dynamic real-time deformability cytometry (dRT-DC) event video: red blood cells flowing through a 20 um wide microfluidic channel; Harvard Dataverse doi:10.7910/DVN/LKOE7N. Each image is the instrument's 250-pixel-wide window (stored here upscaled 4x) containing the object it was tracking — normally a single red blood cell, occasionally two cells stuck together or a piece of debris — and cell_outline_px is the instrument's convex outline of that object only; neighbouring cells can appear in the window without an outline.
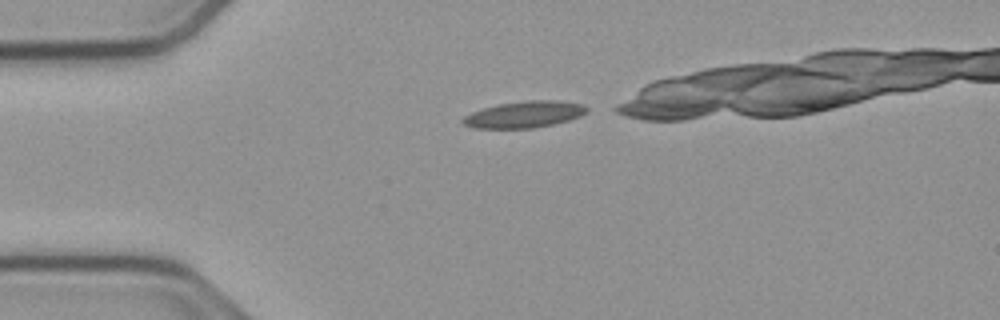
{"species": "common noctule bat (a hibernating species)", "species_latin": "Nyctalus noctula", "temperature_condition": "cold", "stored_images_in_passage": 31, "camera_frame_rate_fps": 3000, "um_per_image_px": 0.085, "animal": {"sex": "male", "body_mass_g": 23.1, "forearm_length_mm": 52.7}, "frame": {"image": 1, "passage_image": 1, "time_ms": 0.0, "image_size_px": [1000, 320], "cell_outline_px": [[588, 112], [580, 116], [568, 120], [552, 124], [532, 128], [476, 128], [464, 124], [460, 120], [464, 116], [472, 112], [496, 104], [524, 100], [560, 100], [584, 104], [588, 108]], "centroid_in_image_um": [44.59, 9.71], "position_along_channel_um": 40.4, "area_um2": 19.25}}
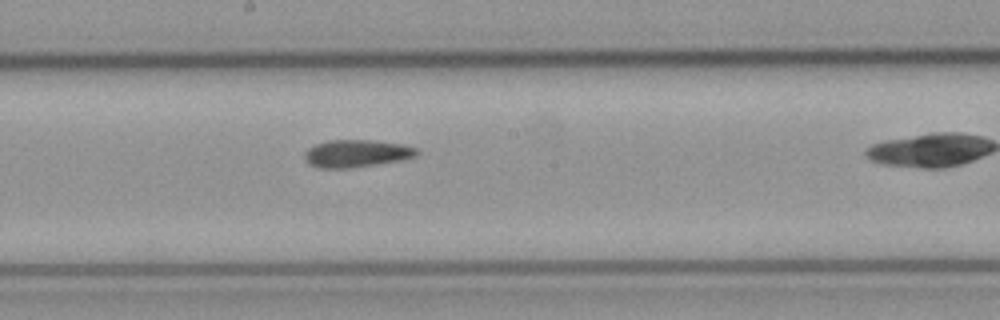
{"frame": {"image": 2, "passage_image": 17, "time_ms": 5.333, "image_size_px": [1000, 320], "cell_outline_px": [[420, 152], [416, 156], [400, 160], [348, 168], [320, 168], [308, 164], [304, 160], [304, 152], [308, 148], [316, 144], [328, 140], [372, 140], [400, 144], [416, 148]], "centroid_in_image_um": [30.25, 13.04], "position_along_channel_um": 217.9, "area_um2": 17.86}}
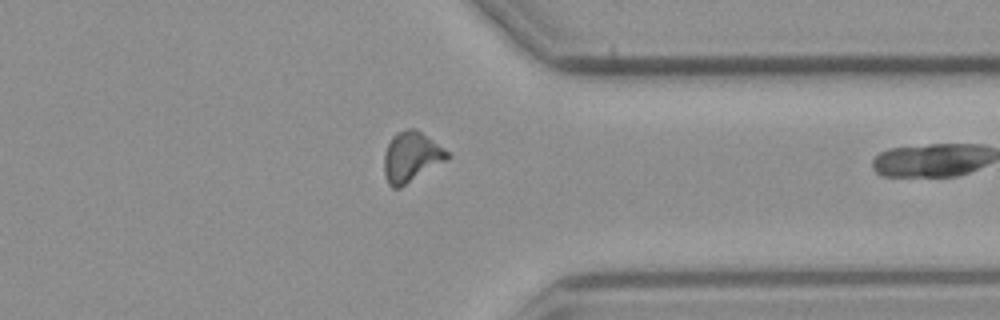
{"frame": {"image": 3, "passage_image": 30, "time_ms": 9.667, "image_size_px": [1000, 320], "cell_outline_px": [[452, 156], [448, 160], [400, 188], [392, 188], [388, 184], [384, 176], [384, 152], [392, 136], [396, 132], [404, 128], [416, 128], [448, 152]], "centroid_in_image_um": [34.94, 13.34], "position_along_channel_um": 376.5, "area_um2": 18.73}}